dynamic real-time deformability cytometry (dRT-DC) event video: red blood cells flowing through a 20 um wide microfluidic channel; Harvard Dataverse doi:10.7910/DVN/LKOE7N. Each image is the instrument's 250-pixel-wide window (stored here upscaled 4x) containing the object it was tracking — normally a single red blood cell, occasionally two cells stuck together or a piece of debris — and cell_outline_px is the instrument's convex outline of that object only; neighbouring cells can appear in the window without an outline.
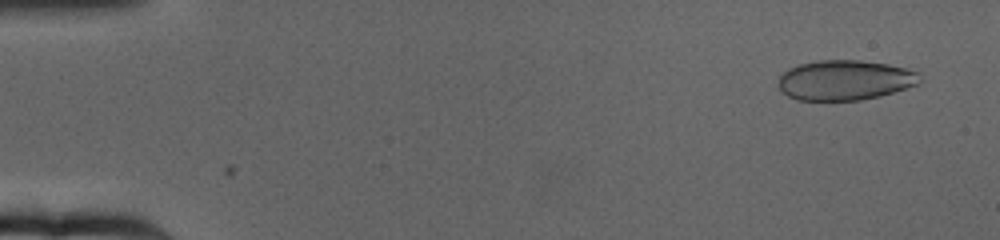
{"species": "human", "species_latin": "Homo sapiens", "temperature_condition": "cold", "stored_images_in_passage": 63, "camera_frame_rate_fps": 3000, "um_per_image_px": 0.085, "donor": {"sex": "female"}, "frame": {"image": 1, "passage_image": 4, "time_ms": 1.0, "image_size_px": [1000, 240], "cell_outline_px": [[920, 84], [880, 96], [860, 100], [796, 100], [780, 92], [780, 76], [788, 68], [796, 64], [816, 60], [860, 60], [888, 64], [904, 68], [916, 72], [920, 80]], "centroid_in_image_um": [71.78, 6.81], "position_along_channel_um": 13.2, "area_um2": 33.06}}
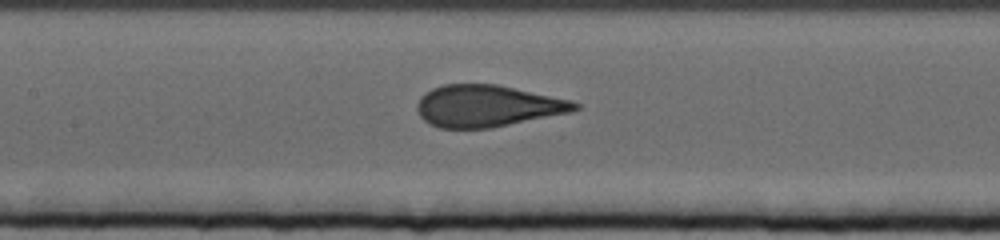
{"frame": {"image": 2, "passage_image": 30, "time_ms": 9.667, "image_size_px": [1000, 240], "cell_outline_px": [[580, 108], [572, 112], [492, 128], [440, 128], [428, 124], [420, 116], [416, 108], [416, 104], [420, 96], [424, 92], [432, 88], [444, 84], [496, 84], [572, 100], [580, 104]], "centroid_in_image_um": [41.41, 9.01], "position_along_channel_um": 166.0, "area_um2": 38.67}}
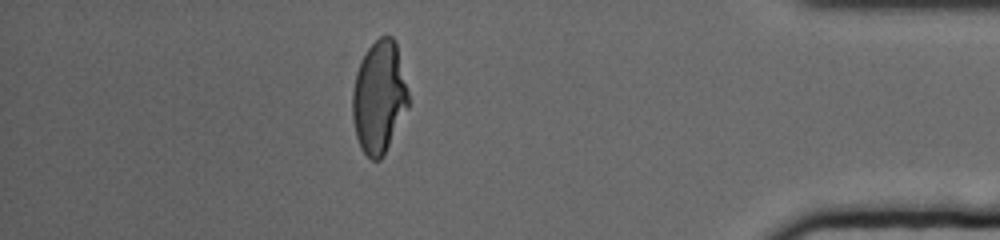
{"frame": {"image": 3, "passage_image": 56, "time_ms": 18.333, "image_size_px": [1000, 240], "cell_outline_px": [[408, 108], [384, 156], [380, 160], [372, 160], [360, 148], [356, 136], [352, 116], [352, 92], [356, 72], [360, 60], [368, 48], [380, 36], [392, 36], [396, 40], [408, 92]], "centroid_in_image_um": [32.22, 8.26], "position_along_channel_um": 403.0, "area_um2": 36.82}, "authors_computed_cell_mechanics": {"area_um2": 38.437, "velocity_mm_per_s": 3.1644, "shape_relaxation_time_tau1_ms": 5.3065, "shape_relaxation_time_tau2_ms": null, "deformation_change_tau1": 0.1913, "deformation_change_tau2": null}}